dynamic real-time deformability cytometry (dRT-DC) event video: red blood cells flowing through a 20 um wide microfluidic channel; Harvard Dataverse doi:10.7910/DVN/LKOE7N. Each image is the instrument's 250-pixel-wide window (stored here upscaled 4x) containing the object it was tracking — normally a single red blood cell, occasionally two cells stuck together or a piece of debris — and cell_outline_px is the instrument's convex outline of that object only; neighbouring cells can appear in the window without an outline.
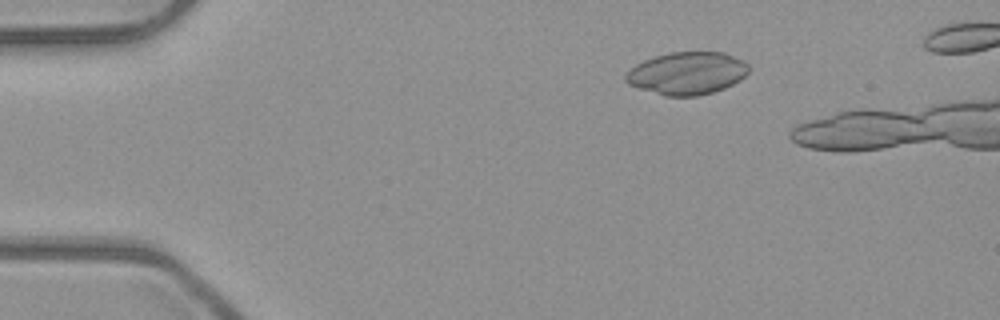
{"species": "common noctule bat (a hibernating species)", "species_latin": "Nyctalus noctula", "temperature_condition": "room temperature", "stored_images_in_passage": 36, "camera_frame_rate_fps": 3000, "um_per_image_px": 0.085, "animal": {"sex": "male", "body_mass_g": 23.1, "forearm_length_mm": 52.7}, "frame": {"image": 1, "passage_image": 2, "time_ms": 0.333, "image_size_px": [1000, 320], "cell_outline_px": [[748, 72], [740, 80], [724, 88], [712, 92], [696, 96], [664, 96], [628, 84], [624, 80], [624, 76], [636, 64], [644, 60], [668, 52], [724, 52], [744, 60], [748, 64]], "centroid_in_image_um": [58.4, 6.22], "position_along_channel_um": 26.6, "area_um2": 30.46}}